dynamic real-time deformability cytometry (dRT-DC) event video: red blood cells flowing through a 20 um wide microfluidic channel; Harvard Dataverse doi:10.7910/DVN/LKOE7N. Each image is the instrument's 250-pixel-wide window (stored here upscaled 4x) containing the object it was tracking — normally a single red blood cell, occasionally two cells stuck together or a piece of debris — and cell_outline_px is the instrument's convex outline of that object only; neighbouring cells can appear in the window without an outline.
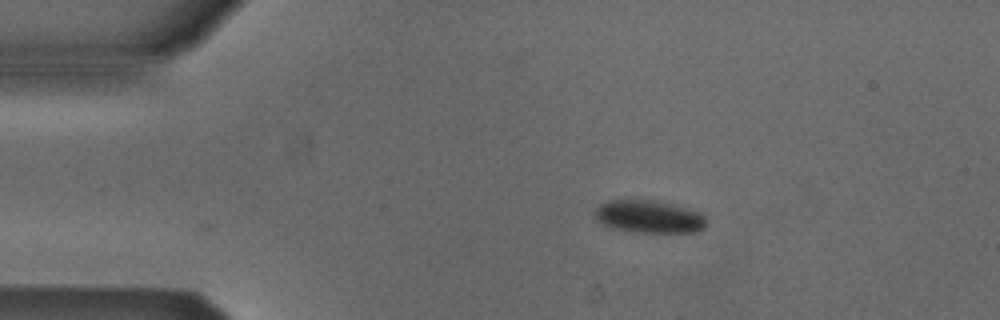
{"species": "Egyptian fruit bat (a non-hibernating species)", "species_latin": "Rousettus aegyptiacus", "temperature_condition": "cold", "stored_images_in_passage": 33, "camera_frame_rate_fps": 3000, "um_per_image_px": 0.085, "animal": {"sex": "male"}, "frame": {"image": 1, "passage_image": 1, "time_ms": 0.0, "image_size_px": [1000, 320], "cell_outline_px": [[704, 228], [696, 232], [640, 232], [612, 228], [596, 220], [592, 216], [592, 212], [600, 204], [608, 200], [656, 200], [672, 204], [700, 212], [704, 216]], "centroid_in_image_um": [55.11, 18.4], "position_along_channel_um": 29.9, "area_um2": 21.21}}
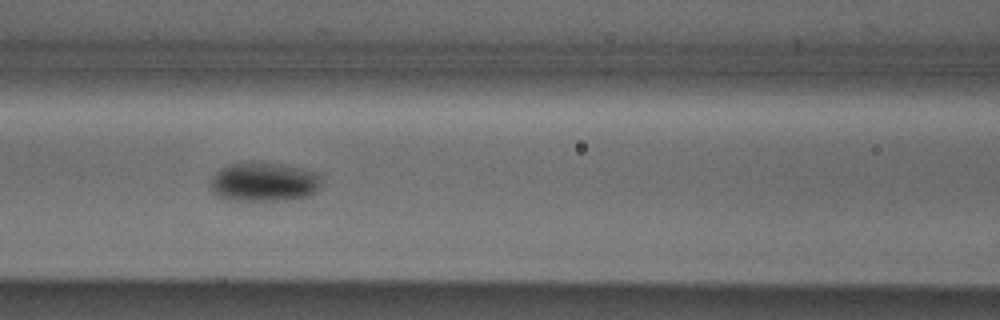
{"frame": {"image": 2, "passage_image": 14, "time_ms": 4.333, "image_size_px": [1000, 320], "cell_outline_px": [[320, 188], [316, 192], [308, 196], [284, 200], [224, 200], [212, 192], [212, 176], [220, 168], [232, 164], [272, 164], [312, 172], [320, 176]], "centroid_in_image_um": [22.39, 15.52], "position_along_channel_um": 144.2, "area_um2": 24.39}}
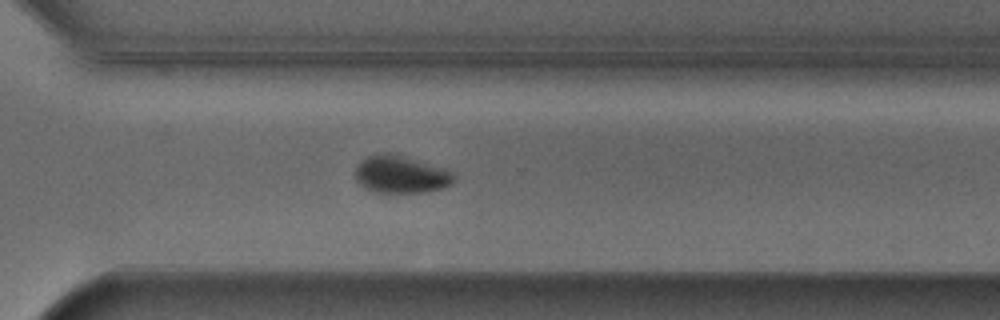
{"frame": {"image": 3, "passage_image": 29, "time_ms": 9.333, "image_size_px": [1000, 320], "cell_outline_px": [[456, 180], [452, 184], [444, 188], [428, 192], [372, 192], [360, 184], [356, 180], [356, 168], [360, 160], [376, 152], [384, 152], [400, 156], [444, 168], [452, 172], [456, 176]], "centroid_in_image_um": [34.08, 14.84], "position_along_channel_um": 336.5, "area_um2": 21.5}}